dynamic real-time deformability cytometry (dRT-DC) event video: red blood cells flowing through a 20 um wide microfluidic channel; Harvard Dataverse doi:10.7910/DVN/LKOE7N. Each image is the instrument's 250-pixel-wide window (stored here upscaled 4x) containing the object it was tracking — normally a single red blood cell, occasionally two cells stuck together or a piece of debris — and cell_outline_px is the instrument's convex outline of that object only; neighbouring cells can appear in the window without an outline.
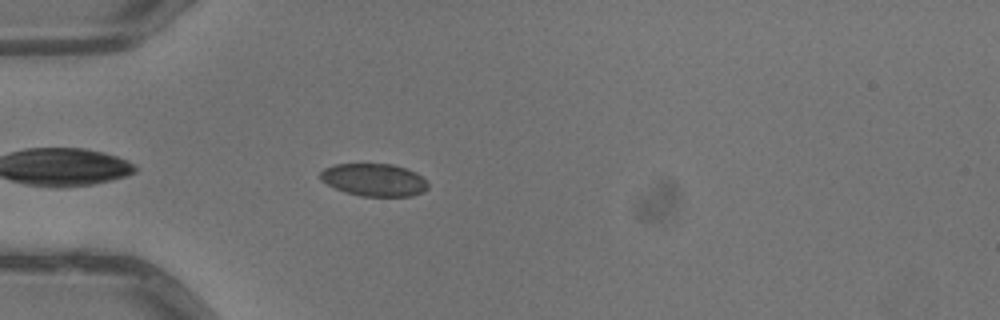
{"species": "common noctule bat (a hibernating species)", "species_latin": "Nyctalus noctula", "temperature_condition": "warm", "stored_images_in_passage": 5, "camera_frame_rate_fps": 3000, "um_per_image_px": 0.085, "animal": {"sex": "male", "body_mass_g": 13.3}, "frame": {"image": 1, "passage_image": 5, "time_ms": 1.333, "image_size_px": [1000, 320], "cell_outline_px": [[428, 188], [424, 192], [412, 196], [360, 196], [344, 192], [320, 180], [320, 172], [324, 168], [336, 164], [392, 164], [416, 172], [428, 184]], "centroid_in_image_um": [31.79, 15.29], "position_along_channel_um": 53.2, "area_um2": 20.4}}